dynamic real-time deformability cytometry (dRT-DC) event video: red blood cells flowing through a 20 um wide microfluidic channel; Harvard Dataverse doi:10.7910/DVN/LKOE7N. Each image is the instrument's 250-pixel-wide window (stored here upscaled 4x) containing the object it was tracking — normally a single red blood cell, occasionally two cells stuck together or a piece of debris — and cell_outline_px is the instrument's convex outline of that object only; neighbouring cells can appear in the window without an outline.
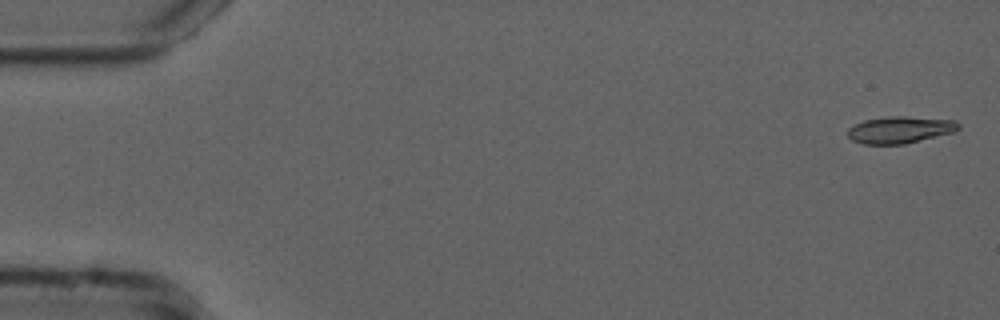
{"species": "common noctule bat (a hibernating species)", "species_latin": "Nyctalus noctula", "temperature_condition": "cold", "stored_images_in_passage": 9, "camera_frame_rate_fps": 3000, "um_per_image_px": 0.085, "animal": {"sex": "male", "forearm_length_mm": 52.5}, "frame": {"image": 1, "passage_image": 2, "time_ms": 0.333, "image_size_px": [1000, 320], "cell_outline_px": [[960, 128], [956, 132], [904, 144], [864, 144], [852, 140], [848, 136], [848, 128], [852, 124], [864, 120], [892, 116], [904, 116], [956, 120], [960, 124]], "centroid_in_image_um": [76.52, 11.03], "position_along_channel_um": 8.5, "area_um2": 17.51}}